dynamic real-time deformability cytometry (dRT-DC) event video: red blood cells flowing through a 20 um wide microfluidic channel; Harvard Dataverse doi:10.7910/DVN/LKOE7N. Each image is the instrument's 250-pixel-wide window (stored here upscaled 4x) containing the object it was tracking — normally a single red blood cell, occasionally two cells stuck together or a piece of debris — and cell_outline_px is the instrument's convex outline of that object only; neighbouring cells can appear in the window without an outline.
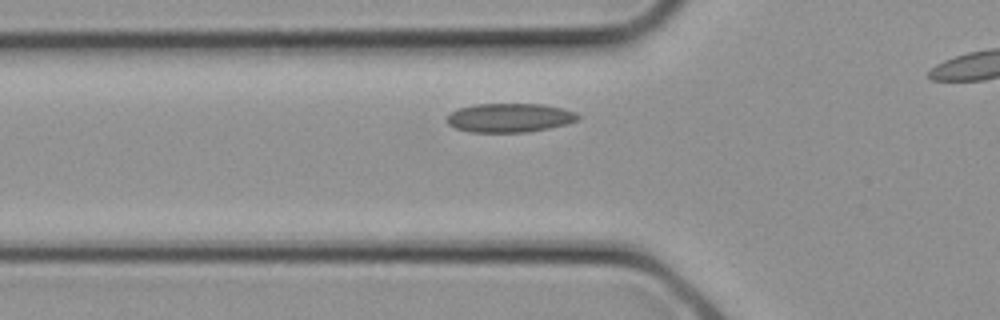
{"species": "common noctule bat (a hibernating species)", "species_latin": "Nyctalus noctula", "temperature_condition": "cold", "stored_images_in_passage": 10, "camera_frame_rate_fps": 3000, "um_per_image_px": 0.085, "animal": {"sex": "female", "body_mass_g": 21.9}, "frame": {"image": 1, "passage_image": 5, "time_ms": 1.333, "image_size_px": [1000, 320], "cell_outline_px": [[580, 120], [548, 128], [528, 132], [468, 132], [456, 128], [448, 124], [444, 120], [448, 112], [460, 108], [476, 104], [544, 104], [576, 112], [580, 116]], "centroid_in_image_um": [43.27, 10.01], "position_along_channel_um": 82.5, "area_um2": 22.25}}
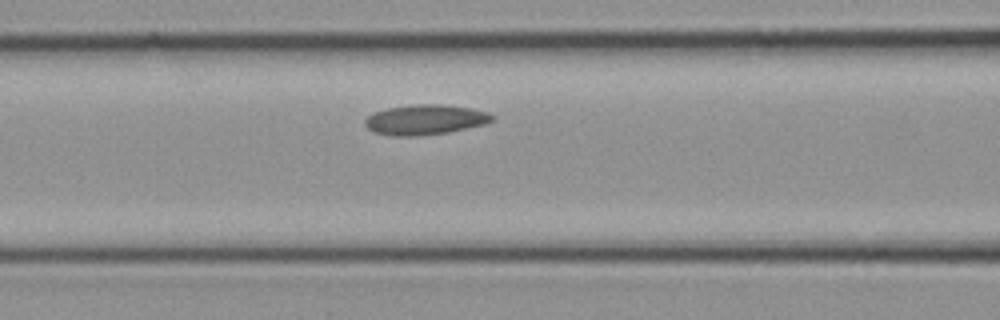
{"frame": {"image": 2, "passage_image": 7, "time_ms": 2.0, "image_size_px": [1000, 320], "cell_outline_px": [[496, 120], [484, 124], [448, 132], [420, 136], [392, 136], [372, 132], [364, 124], [364, 120], [368, 116], [376, 112], [388, 108], [416, 104], [440, 104], [468, 108], [484, 112], [496, 116]], "centroid_in_image_um": [36.12, 10.19], "position_along_channel_um": 130.5, "area_um2": 22.2}}
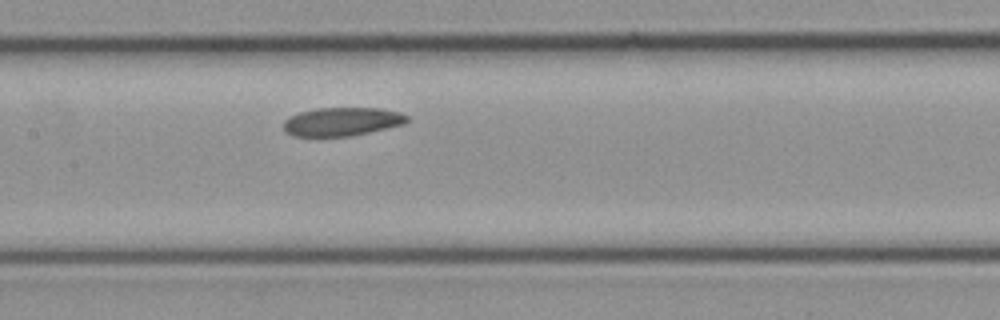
{"frame": {"image": 3, "passage_image": 9, "time_ms": 2.667, "image_size_px": [1000, 320], "cell_outline_px": [[408, 120], [404, 124], [352, 136], [292, 136], [284, 132], [284, 120], [288, 116], [300, 112], [316, 108], [380, 108], [400, 112], [408, 116]], "centroid_in_image_um": [29.04, 10.34], "position_along_channel_um": 178.4, "area_um2": 20.63}}